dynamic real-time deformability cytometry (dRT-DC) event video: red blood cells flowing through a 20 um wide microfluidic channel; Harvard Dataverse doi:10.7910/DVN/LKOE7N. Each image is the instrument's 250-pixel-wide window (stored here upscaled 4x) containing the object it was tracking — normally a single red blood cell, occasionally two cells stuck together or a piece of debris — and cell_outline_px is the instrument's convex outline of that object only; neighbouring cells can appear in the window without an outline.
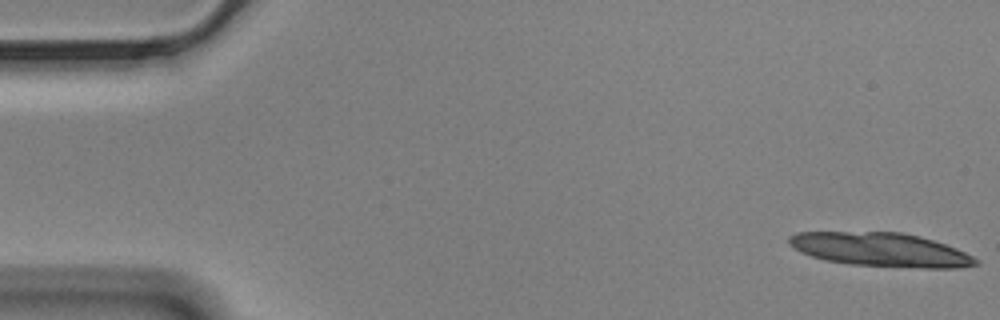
{"species": "Egyptian fruit bat (a non-hibernating species)", "species_latin": "Rousettus aegyptiacus", "temperature_condition": "cold", "stored_images_in_passage": 15, "camera_frame_rate_fps": 3000, "um_per_image_px": 0.085, "animal": {"sex": "male"}, "frame": {"image": 1, "passage_image": 1, "time_ms": 0.0, "image_size_px": [1000, 320], "cell_outline_px": [[980, 264], [956, 268], [920, 268], [848, 264], [828, 260], [812, 256], [800, 252], [788, 244], [788, 236], [796, 232], [900, 232], [920, 236], [956, 248], [980, 260]], "centroid_in_image_um": [74.86, 21.22], "position_along_channel_um": 10.1, "area_um2": 36.76}}